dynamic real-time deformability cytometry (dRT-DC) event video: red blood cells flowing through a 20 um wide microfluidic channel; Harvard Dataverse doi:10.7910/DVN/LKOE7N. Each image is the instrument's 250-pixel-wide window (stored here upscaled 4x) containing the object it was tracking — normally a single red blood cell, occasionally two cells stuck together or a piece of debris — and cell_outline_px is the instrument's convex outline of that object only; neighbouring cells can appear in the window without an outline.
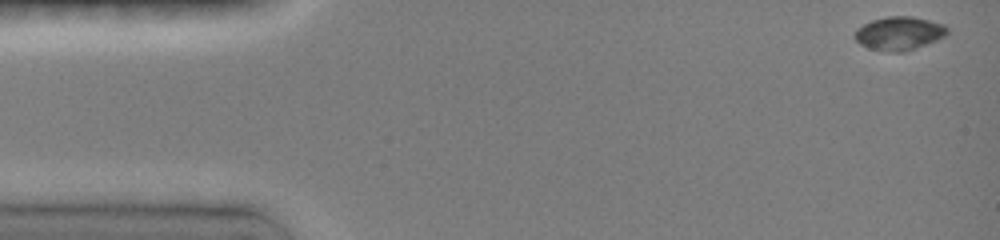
{"species": "common noctule bat (a hibernating species)", "species_latin": "Nyctalus noctula", "temperature_condition": "room temperature", "stored_images_in_passage": 36, "camera_frame_rate_fps": 3000, "um_per_image_px": 0.085, "animal": {"sex": "female", "body_mass_g": 19.0, "forearm_length_mm": 51.5}, "frame": {"image": 1, "passage_image": 1, "time_ms": 0.0, "image_size_px": [1000, 240], "cell_outline_px": [[948, 32], [944, 36], [936, 40], [916, 48], [904, 52], [892, 52], [868, 48], [860, 44], [852, 36], [864, 24], [872, 20], [888, 16], [908, 16], [928, 20], [944, 24], [948, 28]], "centroid_in_image_um": [76.43, 2.84], "position_along_channel_um": 8.6, "area_um2": 17.86}}
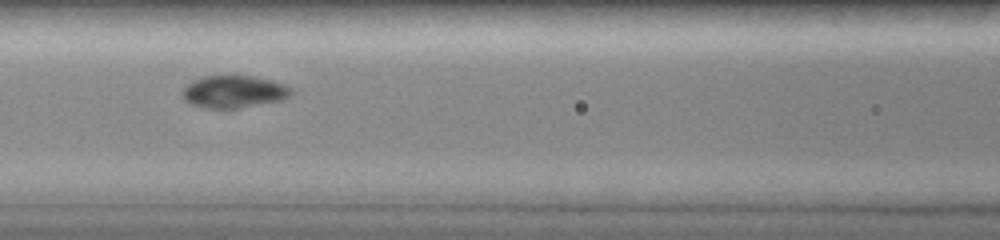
{"frame": {"image": 2, "passage_image": 20, "time_ms": 6.333, "image_size_px": [1000, 240], "cell_outline_px": [[292, 92], [288, 96], [280, 100], [236, 108], [208, 108], [192, 104], [184, 100], [184, 88], [192, 80], [204, 76], [252, 76], [284, 84], [292, 88]], "centroid_in_image_um": [19.86, 7.79], "position_along_channel_um": 146.7, "area_um2": 20.0}}
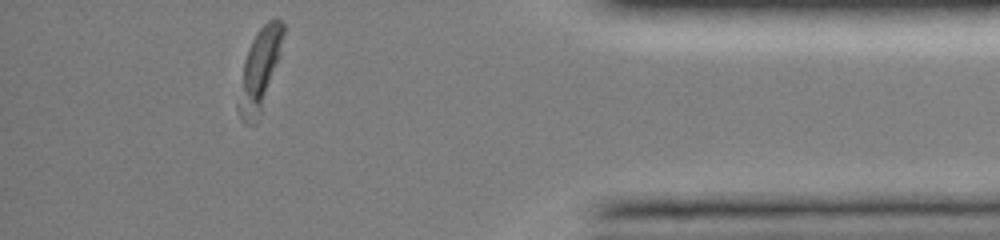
{"frame": {"image": 3, "passage_image": 36, "time_ms": 11.667, "image_size_px": [1000, 240], "cell_outline_px": [[284, 36], [280, 56], [260, 116], [256, 124], [244, 124], [236, 108], [236, 104], [244, 60], [248, 48], [256, 32], [268, 20], [276, 16], [284, 24]], "centroid_in_image_um": [22.06, 5.95], "position_along_channel_um": 413.1, "area_um2": 21.62}, "authors_computed_cell_mechanics": {"area_um2": 19.8254, "velocity_mm_per_s": 4.0053, "shape_relaxation_time_tau1_ms": 3.7133, "shape_relaxation_time_tau2_ms": null, "deformation_change_tau1": 0.1393, "deformation_change_tau2": null}}